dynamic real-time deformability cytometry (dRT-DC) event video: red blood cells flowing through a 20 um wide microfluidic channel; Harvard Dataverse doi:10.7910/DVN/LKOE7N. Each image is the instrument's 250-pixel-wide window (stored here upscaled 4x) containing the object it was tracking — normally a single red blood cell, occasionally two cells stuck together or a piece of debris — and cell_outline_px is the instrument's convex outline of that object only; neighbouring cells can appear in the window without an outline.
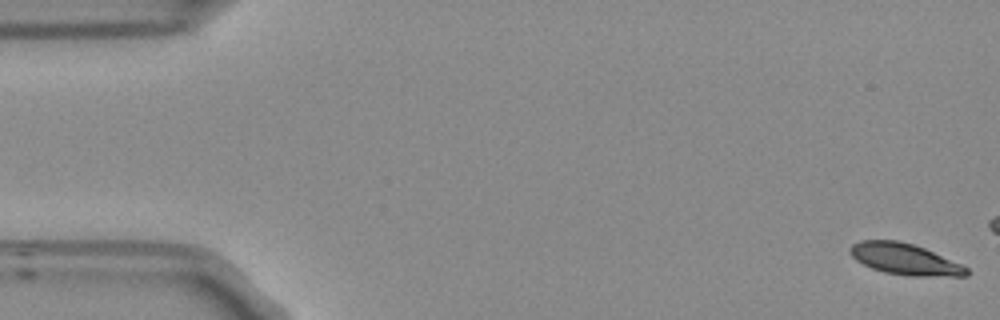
{"species": "Egyptian fruit bat (a non-hibernating species)", "species_latin": "Rousettus aegyptiacus", "temperature_condition": "room temperature", "stored_images_in_passage": 12, "camera_frame_rate_fps": 3000, "um_per_image_px": 0.085, "frame": {"image": 1, "passage_image": 1, "time_ms": 0.0, "image_size_px": [1000, 320], "cell_outline_px": [[968, 276], [912, 276], [884, 272], [872, 268], [856, 260], [848, 252], [848, 248], [852, 244], [860, 240], [896, 240], [912, 244], [924, 248], [960, 264], [968, 268]], "centroid_in_image_um": [76.86, 22.02], "position_along_channel_um": 8.1, "area_um2": 21.04}}